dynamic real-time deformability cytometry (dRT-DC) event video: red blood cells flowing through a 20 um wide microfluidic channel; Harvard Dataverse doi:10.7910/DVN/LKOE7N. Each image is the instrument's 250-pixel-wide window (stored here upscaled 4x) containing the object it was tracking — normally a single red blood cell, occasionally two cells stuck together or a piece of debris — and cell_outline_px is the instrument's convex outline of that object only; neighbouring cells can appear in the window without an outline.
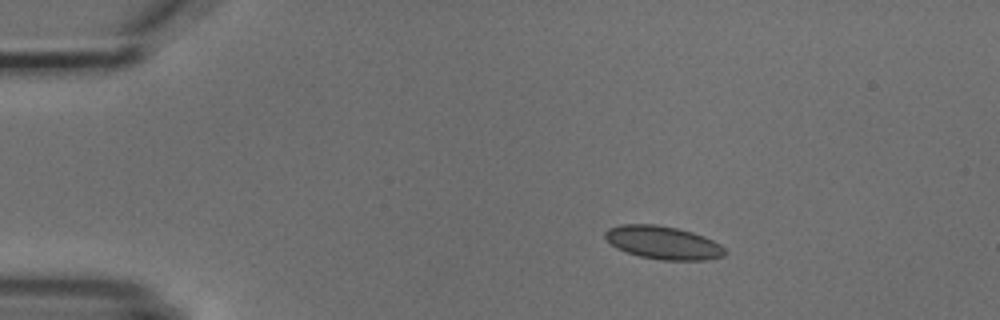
{"species": "common noctule bat (a hibernating species)", "species_latin": "Nyctalus noctula", "temperature_condition": "cold", "stored_images_in_passage": 3, "camera_frame_rate_fps": 3000, "um_per_image_px": 0.085, "animal": {"sex": "male", "body_mass_g": 18.8}, "frame": {"image": 1, "passage_image": 1, "time_ms": 0.0, "image_size_px": [1000, 320], "cell_outline_px": [[728, 252], [724, 256], [704, 260], [660, 260], [640, 256], [616, 248], [604, 236], [604, 232], [608, 228], [620, 224], [656, 224], [676, 228], [692, 232], [704, 236], [720, 244]], "centroid_in_image_um": [56.37, 20.62], "position_along_channel_um": 28.6, "area_um2": 23.12}}